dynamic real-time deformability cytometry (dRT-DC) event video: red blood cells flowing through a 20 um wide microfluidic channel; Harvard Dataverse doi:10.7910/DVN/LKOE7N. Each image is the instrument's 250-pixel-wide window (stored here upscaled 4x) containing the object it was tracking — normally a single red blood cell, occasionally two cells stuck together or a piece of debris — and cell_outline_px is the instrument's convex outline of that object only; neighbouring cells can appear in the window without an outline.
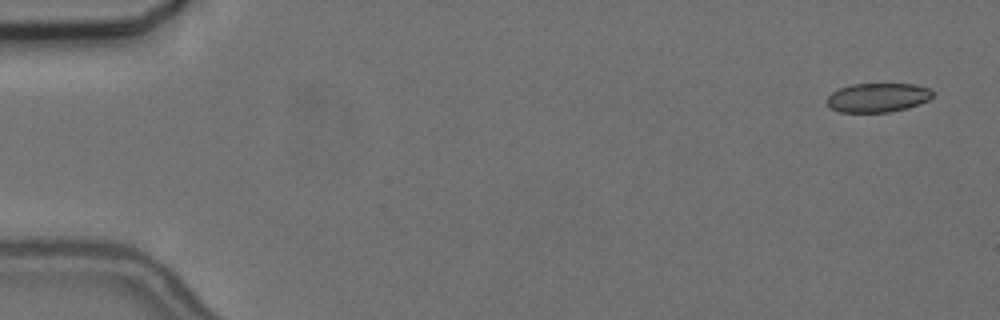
{"species": "common noctule bat (a hibernating species)", "species_latin": "Nyctalus noctula", "temperature_condition": "cold", "stored_images_in_passage": 15, "camera_frame_rate_fps": 3000, "um_per_image_px": 0.085, "animal": {"sex": "female", "body_mass_g": 24.6, "forearm_length_mm": 56.2}, "frame": {"image": 1, "passage_image": 3, "time_ms": 0.667, "image_size_px": [1000, 320], "cell_outline_px": [[932, 96], [928, 100], [920, 104], [908, 108], [888, 112], [840, 112], [832, 108], [828, 104], [828, 96], [832, 92], [840, 88], [852, 84], [912, 84], [928, 88], [932, 92]], "centroid_in_image_um": [74.62, 8.3], "position_along_channel_um": 10.4, "area_um2": 17.74}}